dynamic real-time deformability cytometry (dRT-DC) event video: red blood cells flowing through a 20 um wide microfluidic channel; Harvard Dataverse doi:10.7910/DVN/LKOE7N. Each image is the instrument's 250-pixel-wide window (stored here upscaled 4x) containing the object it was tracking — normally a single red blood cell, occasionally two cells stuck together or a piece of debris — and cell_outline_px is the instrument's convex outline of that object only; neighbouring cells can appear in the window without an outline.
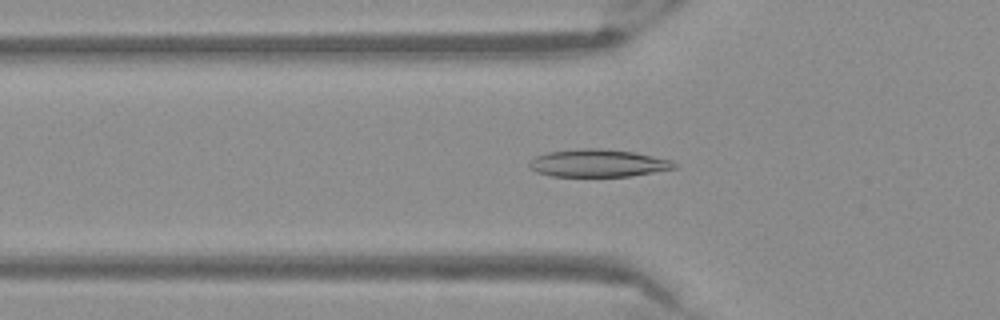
{"species": "Egyptian fruit bat (a non-hibernating species)", "species_latin": "Rousettus aegyptiacus", "temperature_condition": "warm", "stored_images_in_passage": 43, "camera_frame_rate_fps": 3000, "um_per_image_px": 0.085, "frame": {"image": 1, "passage_image": 8, "time_ms": 2.333, "image_size_px": [1000, 320], "cell_outline_px": [[680, 168], [632, 176], [552, 176], [536, 172], [528, 168], [528, 164], [536, 156], [548, 152], [584, 148], [600, 148], [632, 152], [672, 160]], "centroid_in_image_um": [50.86, 13.87], "position_along_channel_um": 74.9, "area_um2": 23.35}}
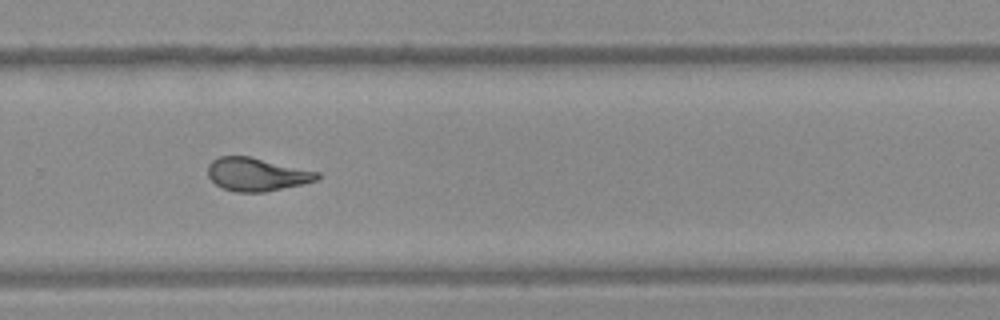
{"frame": {"image": 2, "passage_image": 26, "time_ms": 8.333, "image_size_px": [1000, 320], "cell_outline_px": [[320, 176], [316, 180], [304, 184], [264, 192], [236, 192], [224, 188], [216, 184], [208, 176], [208, 164], [212, 160], [220, 156], [248, 156], [320, 172]], "centroid_in_image_um": [21.82, 14.82], "position_along_channel_um": 308.0, "area_um2": 21.04}}
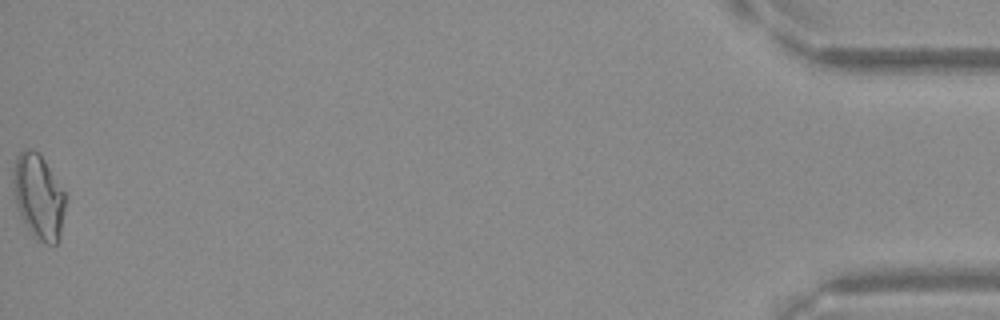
{"frame": {"image": 3, "passage_image": 43, "time_ms": 14.0, "image_size_px": [1000, 320], "cell_outline_px": [[68, 196], [60, 236], [56, 244], [44, 244], [36, 240], [28, 232], [16, 204], [12, 192], [12, 172], [16, 156], [24, 148], [32, 148], [44, 160]], "centroid_in_image_um": [3.27, 16.73], "position_along_channel_um": 431.9, "area_um2": 26.53}}